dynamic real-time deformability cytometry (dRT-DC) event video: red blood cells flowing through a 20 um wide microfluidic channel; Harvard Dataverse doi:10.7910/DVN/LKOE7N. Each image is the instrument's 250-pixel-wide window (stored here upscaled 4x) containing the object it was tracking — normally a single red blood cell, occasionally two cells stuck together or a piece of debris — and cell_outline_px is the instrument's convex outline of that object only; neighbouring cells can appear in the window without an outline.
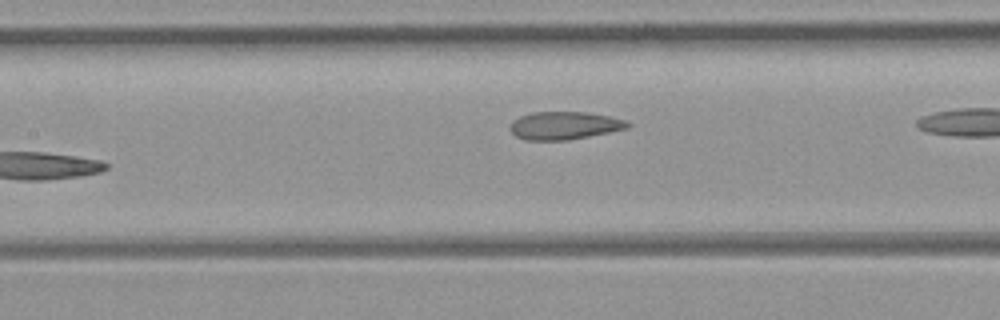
{"species": "common noctule bat (a hibernating species)", "species_latin": "Nyctalus noctula", "temperature_condition": "room temperature", "stored_images_in_passage": 26, "camera_frame_rate_fps": 3000, "um_per_image_px": 0.085, "animal": {"sex": "female", "body_mass_g": 21.9}, "frame": {"image": 1, "passage_image": 5, "time_ms": 1.333, "image_size_px": [1000, 320], "cell_outline_px": [[632, 124], [628, 128], [568, 140], [524, 140], [516, 136], [508, 128], [520, 116], [532, 112], [584, 112], [608, 116], [628, 120]], "centroid_in_image_um": [47.99, 10.67], "position_along_channel_um": 159.4, "area_um2": 18.96}}
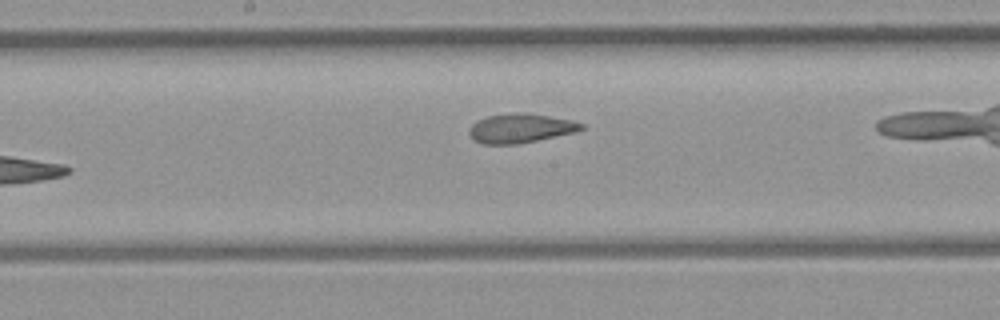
{"frame": {"image": 2, "passage_image": 8, "time_ms": 2.333, "image_size_px": [1000, 320], "cell_outline_px": [[584, 128], [576, 132], [516, 144], [484, 144], [476, 140], [468, 132], [468, 128], [476, 120], [488, 116], [512, 112], [524, 112], [572, 120], [584, 124]], "centroid_in_image_um": [44.23, 10.88], "position_along_channel_um": 204.0, "area_um2": 19.02}, "authors_computed_cell_mechanics": {"area_um2": 19.3919, "velocity_mm_per_s": 4.4379, "shape_relaxation_time_tau1_ms": null, "shape_relaxation_time_tau2_ms": 0.5149, "deformation_change_tau1": null, "deformation_change_tau2": 0.0441}}